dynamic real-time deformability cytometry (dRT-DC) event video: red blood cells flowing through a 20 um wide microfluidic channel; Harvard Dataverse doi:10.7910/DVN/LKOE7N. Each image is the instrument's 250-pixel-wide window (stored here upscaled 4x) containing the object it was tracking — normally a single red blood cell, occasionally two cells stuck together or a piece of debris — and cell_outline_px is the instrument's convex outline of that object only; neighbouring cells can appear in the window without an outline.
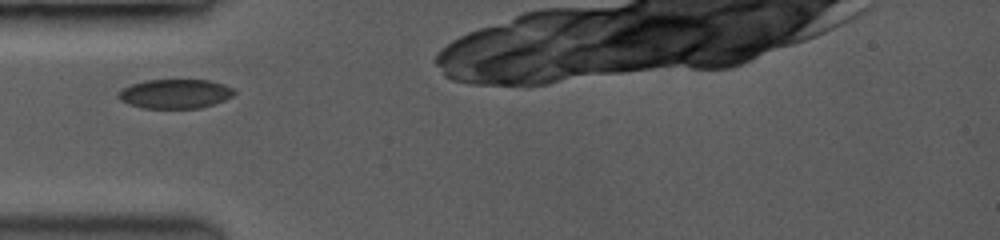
{"species": "common noctule bat (a hibernating species)", "species_latin": "Nyctalus noctula", "temperature_condition": "room temperature", "stored_images_in_passage": 37, "camera_frame_rate_fps": 3500, "um_per_image_px": 0.085, "animal": {"sex": "female", "body_mass_g": 19.0, "forearm_length_mm": 53.3}, "frame": {"image": 1, "passage_image": 1, "time_ms": 0.0, "image_size_px": [1000, 240], "cell_outline_px": [[236, 92], [232, 96], [224, 100], [200, 108], [144, 108], [120, 100], [120, 92], [124, 88], [132, 84], [148, 80], [208, 80], [224, 84], [232, 88]], "centroid_in_image_um": [14.94, 7.97], "position_along_channel_um": 70.1, "area_um2": 19.36}}
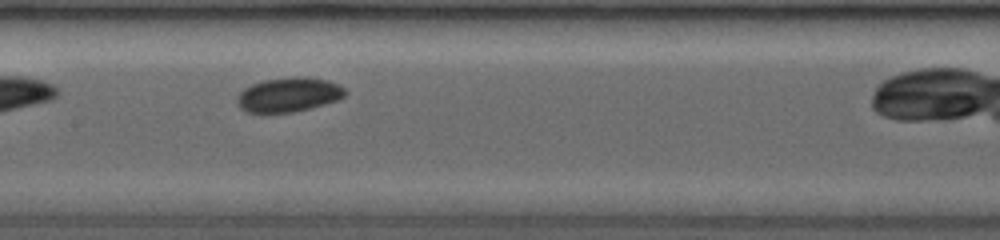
{"frame": {"image": 2, "passage_image": 11, "time_ms": 2.857, "image_size_px": [1000, 240], "cell_outline_px": [[348, 92], [344, 96], [336, 100], [308, 108], [292, 112], [248, 112], [240, 108], [240, 92], [244, 88], [252, 84], [264, 80], [296, 76], [304, 76], [328, 80], [344, 88]], "centroid_in_image_um": [24.57, 8.03], "position_along_channel_um": 182.8, "area_um2": 21.15}}
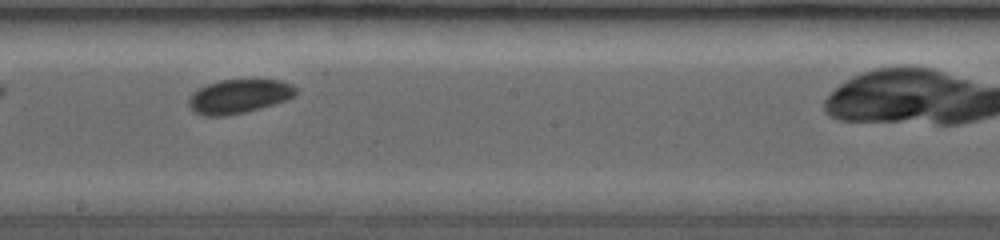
{"frame": {"image": 3, "passage_image": 16, "time_ms": 4.0, "image_size_px": [1000, 240], "cell_outline_px": [[296, 92], [292, 96], [284, 100], [272, 104], [244, 112], [220, 116], [204, 116], [196, 112], [188, 104], [188, 100], [200, 88], [208, 84], [220, 80], [280, 80], [292, 84], [296, 88]], "centroid_in_image_um": [20.31, 8.18], "position_along_channel_um": 227.9, "area_um2": 20.58}}